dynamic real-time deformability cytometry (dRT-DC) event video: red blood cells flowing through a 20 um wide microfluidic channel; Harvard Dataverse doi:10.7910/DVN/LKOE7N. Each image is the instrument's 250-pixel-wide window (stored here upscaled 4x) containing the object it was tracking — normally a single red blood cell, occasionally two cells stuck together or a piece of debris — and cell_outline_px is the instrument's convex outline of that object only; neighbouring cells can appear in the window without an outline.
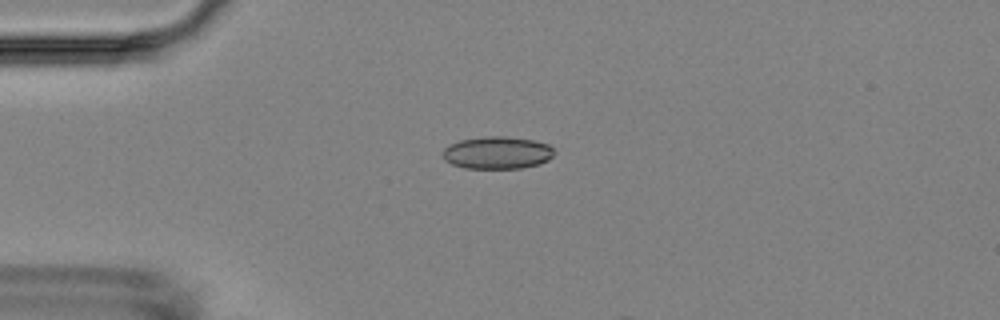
{"species": "Egyptian fruit bat (a non-hibernating species)", "species_latin": "Rousettus aegyptiacus", "temperature_condition": "room temperature", "stored_images_in_passage": 6, "camera_frame_rate_fps": 3000, "um_per_image_px": 0.085, "animal": {"sex": "female"}, "frame": {"image": 1, "passage_image": 3, "time_ms": 3.0, "image_size_px": [1000, 320], "cell_outline_px": [[556, 152], [548, 160], [540, 164], [520, 168], [464, 168], [452, 164], [444, 160], [444, 148], [448, 144], [460, 140], [484, 136], [508, 136], [532, 140], [548, 144]], "centroid_in_image_um": [42.27, 12.97], "position_along_channel_um": 42.7, "area_um2": 21.15}}